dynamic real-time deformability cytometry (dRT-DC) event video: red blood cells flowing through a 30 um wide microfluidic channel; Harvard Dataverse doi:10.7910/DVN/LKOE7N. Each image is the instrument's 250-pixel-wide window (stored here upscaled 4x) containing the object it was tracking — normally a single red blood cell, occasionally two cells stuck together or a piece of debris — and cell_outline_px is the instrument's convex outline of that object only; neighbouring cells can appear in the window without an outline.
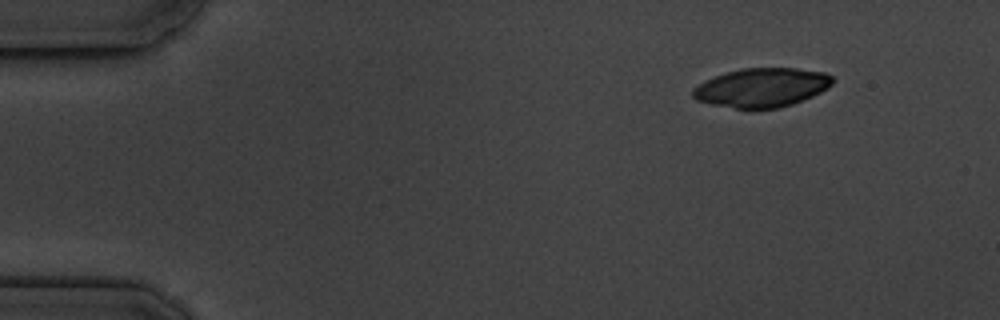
{"species": "common noctule bat (a hibernating species)", "species_latin": "Nyctalus noctula", "temperature_condition": "cold", "stored_images_in_passage": 3, "camera_frame_rate_fps": 3000, "um_per_image_px": 0.085, "animal": {"sex": "male", "body_mass_g": 19.5, "forearm_length_mm": 54.6}, "frame": {"image": 1, "passage_image": 1, "time_ms": 0.0, "image_size_px": [1000, 320], "cell_outline_px": [[832, 84], [828, 88], [812, 96], [792, 104], [780, 108], [736, 108], [712, 104], [696, 100], [692, 96], [692, 88], [704, 80], [728, 72], [744, 68], [796, 68], [824, 72], [832, 76]], "centroid_in_image_um": [64.74, 7.44], "position_along_channel_um": 20.3, "area_um2": 31.56}}